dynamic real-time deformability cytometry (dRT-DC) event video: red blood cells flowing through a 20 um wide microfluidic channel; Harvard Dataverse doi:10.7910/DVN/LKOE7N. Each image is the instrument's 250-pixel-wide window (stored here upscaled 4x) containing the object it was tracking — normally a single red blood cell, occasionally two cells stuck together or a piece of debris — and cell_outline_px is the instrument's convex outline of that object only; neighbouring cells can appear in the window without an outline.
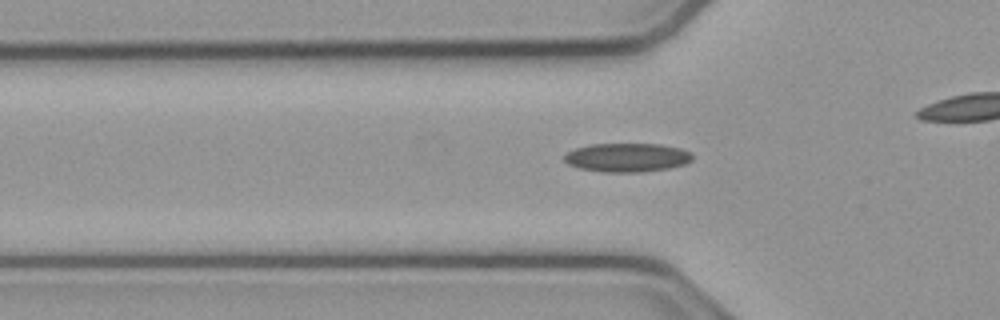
{"species": "common noctule bat (a hibernating species)", "species_latin": "Nyctalus noctula", "temperature_condition": "cold", "stored_images_in_passage": 31, "camera_frame_rate_fps": 3000, "um_per_image_px": 0.085, "animal": {"sex": "male", "body_mass_g": 23.1, "forearm_length_mm": 52.7}, "frame": {"image": 1, "passage_image": 6, "time_ms": 1.667, "image_size_px": [1000, 320], "cell_outline_px": [[692, 160], [688, 164], [668, 168], [640, 172], [600, 172], [580, 168], [568, 164], [564, 160], [564, 156], [568, 152], [576, 148], [592, 144], [660, 144], [680, 148], [692, 152]], "centroid_in_image_um": [53.33, 13.39], "position_along_channel_um": 72.5, "area_um2": 21.56}}
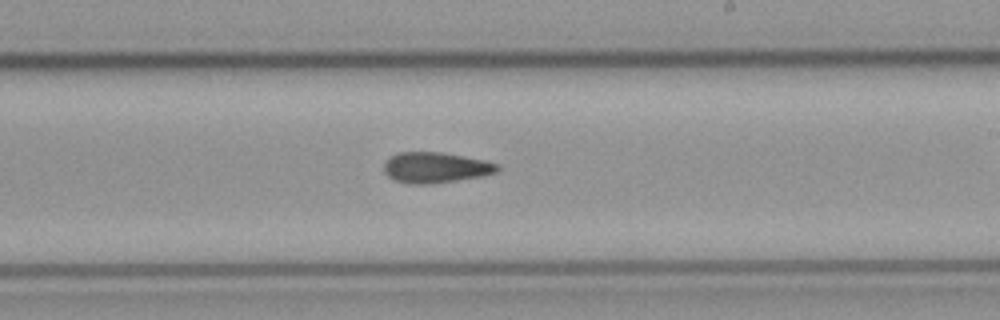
{"frame": {"image": 2, "passage_image": 20, "time_ms": 6.333, "image_size_px": [1000, 320], "cell_outline_px": [[500, 168], [496, 172], [480, 176], [456, 180], [428, 184], [412, 184], [396, 180], [388, 176], [384, 172], [384, 164], [392, 156], [400, 152], [440, 152], [484, 160], [496, 164]], "centroid_in_image_um": [37.0, 14.24], "position_along_channel_um": 252.0, "area_um2": 19.83}}
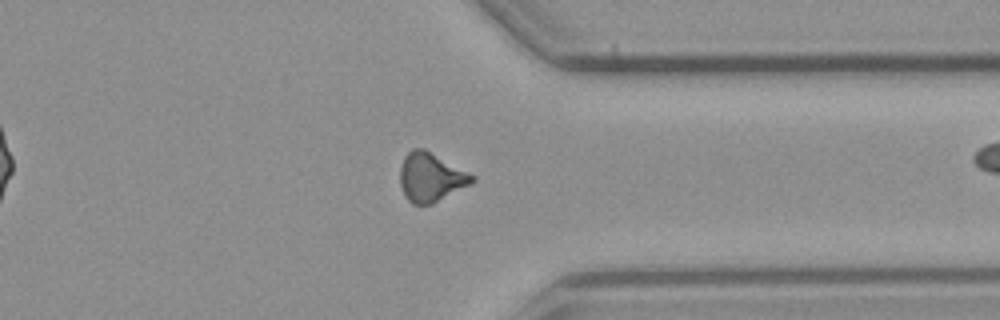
{"frame": {"image": 3, "passage_image": 30, "time_ms": 9.667, "image_size_px": [1000, 320], "cell_outline_px": [[476, 180], [432, 204], [412, 204], [404, 196], [400, 184], [400, 168], [404, 156], [412, 148], [424, 148], [476, 176]], "centroid_in_image_um": [36.59, 15.05], "position_along_channel_um": 374.8, "area_um2": 20.4}}